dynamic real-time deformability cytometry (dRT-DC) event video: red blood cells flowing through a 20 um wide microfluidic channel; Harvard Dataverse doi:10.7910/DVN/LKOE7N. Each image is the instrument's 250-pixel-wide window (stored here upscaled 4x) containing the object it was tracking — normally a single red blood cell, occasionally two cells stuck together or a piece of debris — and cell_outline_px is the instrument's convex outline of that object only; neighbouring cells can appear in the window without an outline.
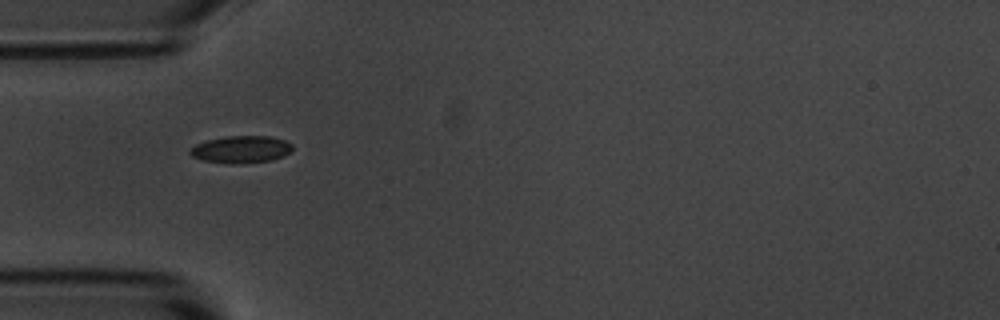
{"species": "common noctule bat (a hibernating species)", "species_latin": "Nyctalus noctula", "temperature_condition": "room temperature", "stored_images_in_passage": 4, "camera_frame_rate_fps": 3000, "um_per_image_px": 0.085, "animal": {"sex": "male", "body_mass_g": 20.1, "forearm_length_mm": 53.5}, "frame": {"image": 1, "passage_image": 3, "time_ms": 2.333, "image_size_px": [1000, 320], "cell_outline_px": [[292, 148], [284, 156], [272, 160], [244, 164], [228, 164], [200, 160], [192, 156], [188, 152], [196, 144], [208, 140], [228, 136], [268, 136], [284, 140], [292, 144]], "centroid_in_image_um": [20.48, 12.72], "position_along_channel_um": 64.5, "area_um2": 16.3}}